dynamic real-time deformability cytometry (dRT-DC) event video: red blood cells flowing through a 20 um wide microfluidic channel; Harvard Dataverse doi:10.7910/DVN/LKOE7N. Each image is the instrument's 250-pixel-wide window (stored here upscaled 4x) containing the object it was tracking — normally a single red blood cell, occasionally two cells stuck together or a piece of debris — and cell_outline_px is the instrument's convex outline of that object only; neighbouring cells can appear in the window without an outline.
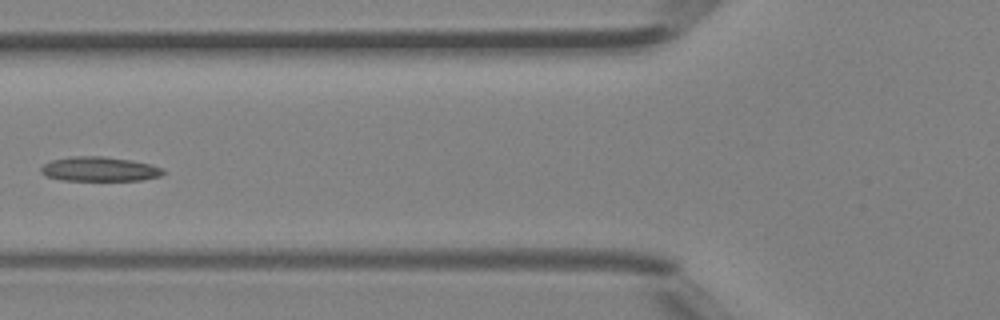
{"species": "Egyptian fruit bat (a non-hibernating species)", "species_latin": "Rousettus aegyptiacus", "temperature_condition": "room temperature", "stored_images_in_passage": 6, "camera_frame_rate_fps": 3000, "um_per_image_px": 0.085, "animal": {"sex": "female"}, "frame": {"image": 1, "passage_image": 6, "time_ms": 1.667, "image_size_px": [1000, 320], "cell_outline_px": [[164, 172], [160, 176], [140, 180], [60, 180], [48, 176], [40, 172], [40, 168], [44, 164], [52, 160], [68, 156], [104, 156], [132, 160], [152, 164], [164, 168]], "centroid_in_image_um": [8.46, 14.36], "position_along_channel_um": 117.3, "area_um2": 17.51}}